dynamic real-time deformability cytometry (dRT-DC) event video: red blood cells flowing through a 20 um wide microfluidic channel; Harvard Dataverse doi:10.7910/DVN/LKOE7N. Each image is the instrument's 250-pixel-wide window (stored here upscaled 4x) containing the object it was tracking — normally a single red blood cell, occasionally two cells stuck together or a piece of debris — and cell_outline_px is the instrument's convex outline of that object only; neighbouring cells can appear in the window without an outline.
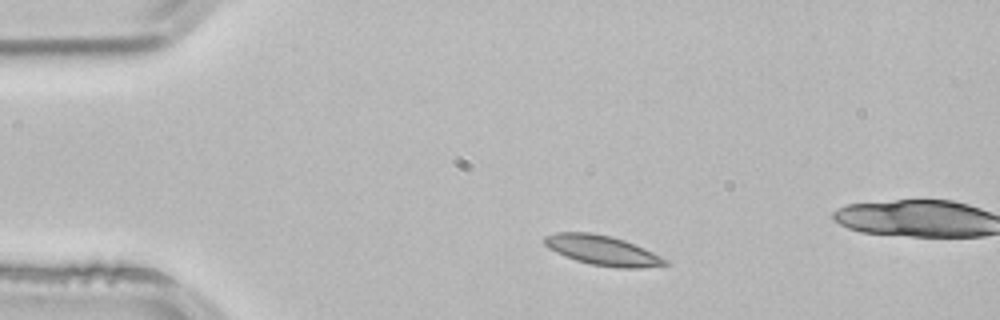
{"species": "common noctule bat (a hibernating species)", "species_latin": "Nyctalus noctula", "temperature_condition": "room temperature", "stored_images_in_passage": 4, "camera_frame_rate_fps": 3000, "um_per_image_px": 0.085, "animal": {"sex": "male", "body_mass_g": 21.5, "forearm_length_mm": 52.0}, "frame": {"image": 1, "passage_image": 2, "time_ms": 0.333, "image_size_px": [1000, 320], "cell_outline_px": [[672, 264], [640, 268], [616, 268], [592, 264], [576, 260], [556, 252], [548, 248], [544, 244], [544, 236], [556, 232], [588, 232], [612, 236], [624, 240], [644, 248], [672, 260]], "centroid_in_image_um": [51.27, 21.29], "position_along_channel_um": 33.7, "area_um2": 21.15}}